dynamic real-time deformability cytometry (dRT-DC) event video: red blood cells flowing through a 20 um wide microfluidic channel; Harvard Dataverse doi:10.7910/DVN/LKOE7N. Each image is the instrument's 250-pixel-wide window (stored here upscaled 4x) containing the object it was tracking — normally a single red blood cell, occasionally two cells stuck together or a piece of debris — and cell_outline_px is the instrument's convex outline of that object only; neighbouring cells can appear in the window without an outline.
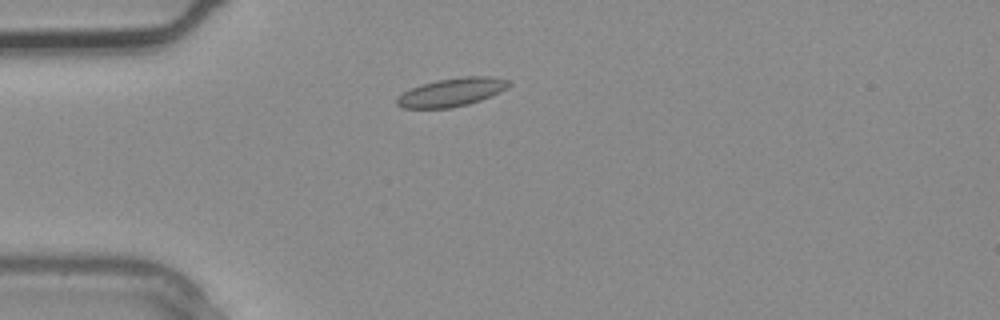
{"species": "common noctule bat (a hibernating species)", "species_latin": "Nyctalus noctula", "temperature_condition": "warm", "stored_images_in_passage": 2, "camera_frame_rate_fps": 3000, "um_per_image_px": 0.085, "animal": {"sex": "male", "body_mass_g": 20.4}, "frame": {"image": 1, "passage_image": 2, "time_ms": 0.333, "image_size_px": [1000, 320], "cell_outline_px": [[512, 84], [508, 88], [500, 92], [480, 100], [468, 104], [452, 108], [404, 108], [396, 104], [396, 96], [420, 84], [436, 80], [464, 76], [492, 76], [512, 80]], "centroid_in_image_um": [38.43, 7.82], "position_along_channel_um": 46.6, "area_um2": 18.73}}